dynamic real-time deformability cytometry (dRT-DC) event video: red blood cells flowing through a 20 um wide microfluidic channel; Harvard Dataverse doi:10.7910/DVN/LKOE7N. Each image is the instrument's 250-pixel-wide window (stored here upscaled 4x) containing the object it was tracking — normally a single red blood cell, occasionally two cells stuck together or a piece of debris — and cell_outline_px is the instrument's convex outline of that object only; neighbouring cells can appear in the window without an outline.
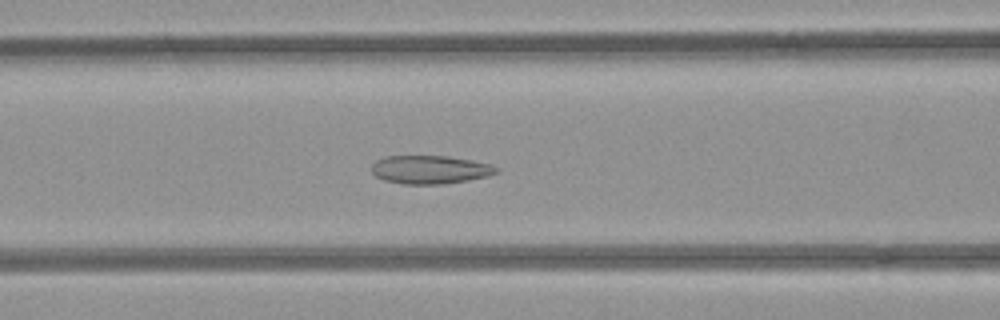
{"species": "common noctule bat (a hibernating species)", "species_latin": "Nyctalus noctula", "temperature_condition": "room temperature", "stored_images_in_passage": 37, "camera_frame_rate_fps": 3000, "um_per_image_px": 0.085, "animal": {"sex": "female", "body_mass_g": 21.9}, "frame": {"image": 1, "passage_image": 6, "time_ms": 1.667, "image_size_px": [1000, 320], "cell_outline_px": [[500, 168], [496, 172], [488, 176], [468, 180], [444, 184], [400, 184], [384, 180], [376, 176], [372, 172], [372, 164], [376, 160], [384, 156], [448, 156], [472, 160], [492, 164]], "centroid_in_image_um": [36.56, 14.41], "position_along_channel_um": 130.0, "area_um2": 20.75}}
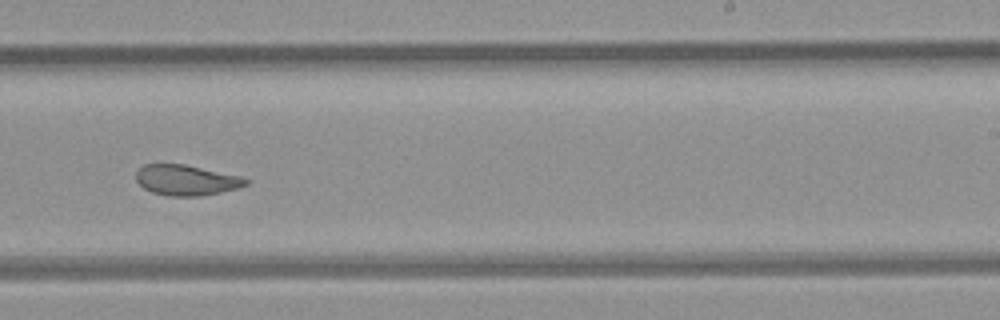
{"frame": {"image": 2, "passage_image": 17, "time_ms": 5.333, "image_size_px": [1000, 320], "cell_outline_px": [[248, 184], [236, 188], [220, 192], [200, 196], [168, 196], [152, 192], [144, 188], [136, 180], [136, 172], [144, 164], [184, 164], [240, 176], [248, 180]], "centroid_in_image_um": [15.81, 15.31], "position_along_channel_um": 273.2, "area_um2": 19.31}}
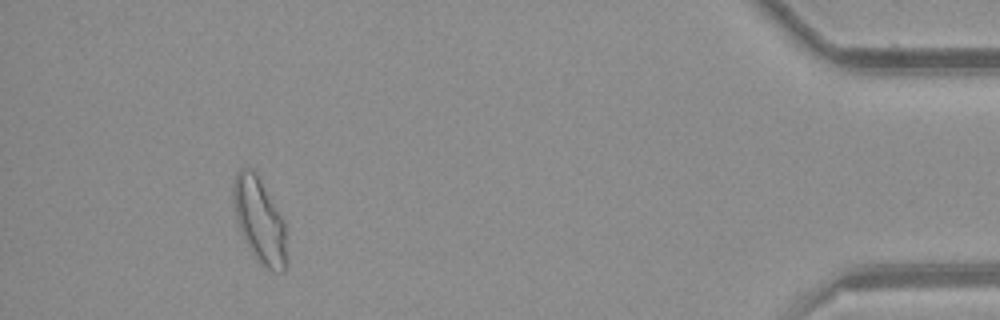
{"frame": {"image": 3, "passage_image": 33, "time_ms": 10.667, "image_size_px": [1000, 320], "cell_outline_px": [[284, 272], [272, 272], [260, 264], [244, 240], [240, 232], [236, 220], [232, 204], [232, 188], [236, 172], [240, 168], [252, 168], [284, 220]], "centroid_in_image_um": [21.99, 18.71], "position_along_channel_um": 413.2, "area_um2": 25.89}, "authors_computed_cell_mechanics": {"area_um2": 20.808, "velocity_mm_per_s": 3.9131, "shape_relaxation_time_tau1_ms": null, "shape_relaxation_time_tau2_ms": 1.6098, "deformation_change_tau1": null, "deformation_change_tau2": 0.0836}}